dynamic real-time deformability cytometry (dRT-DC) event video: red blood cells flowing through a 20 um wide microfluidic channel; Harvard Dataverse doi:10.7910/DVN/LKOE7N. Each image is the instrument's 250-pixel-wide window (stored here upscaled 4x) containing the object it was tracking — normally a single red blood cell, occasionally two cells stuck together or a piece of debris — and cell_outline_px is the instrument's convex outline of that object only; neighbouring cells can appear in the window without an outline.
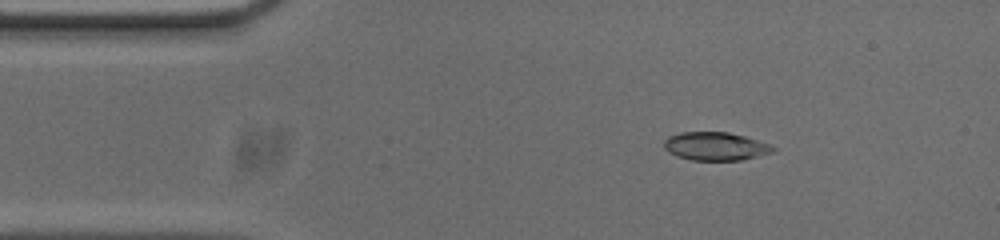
{"species": "common noctule bat (a hibernating species)", "species_latin": "Nyctalus noctula", "temperature_condition": "cold", "stored_images_in_passage": 54, "camera_frame_rate_fps": 3000, "um_per_image_px": 0.085, "animal": {"sex": "male", "body_mass_g": 20.0, "forearm_length_mm": 53.3}, "frame": {"image": 1, "passage_image": 8, "time_ms": 2.333, "image_size_px": [1000, 240], "cell_outline_px": [[776, 148], [772, 152], [740, 160], [692, 160], [676, 156], [668, 152], [664, 148], [664, 140], [668, 136], [680, 132], [728, 132], [744, 136], [768, 144]], "centroid_in_image_um": [60.75, 12.43], "position_along_channel_um": 24.2, "area_um2": 17.8}}
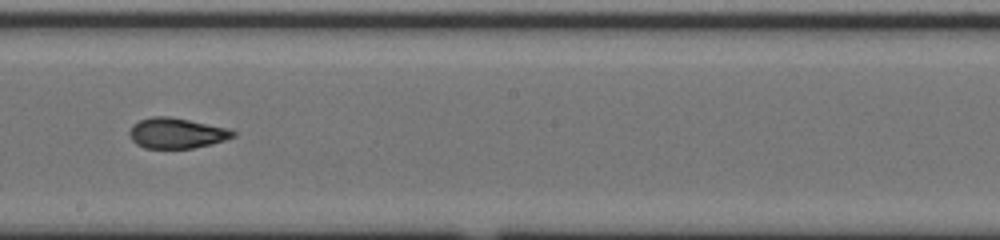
{"frame": {"image": 2, "passage_image": 29, "time_ms": 9.333, "image_size_px": [1000, 240], "cell_outline_px": [[236, 136], [212, 144], [192, 148], [144, 148], [136, 144], [132, 140], [128, 132], [132, 124], [140, 120], [152, 116], [168, 116], [228, 128], [236, 132]], "centroid_in_image_um": [14.99, 11.32], "position_along_channel_um": 233.2, "area_um2": 18.38}}
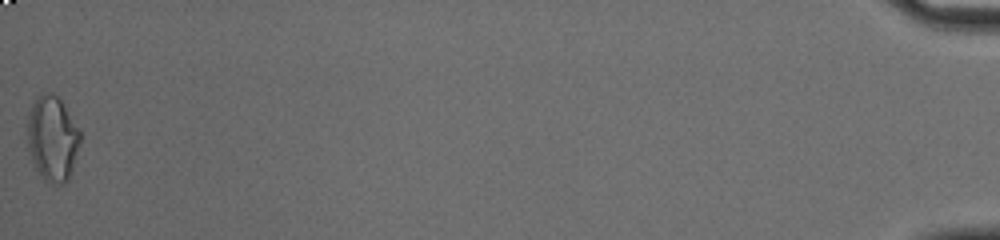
{"frame": {"image": 3, "passage_image": 54, "time_ms": 17.667, "image_size_px": [1000, 240], "cell_outline_px": [[80, 140], [72, 172], [68, 180], [64, 184], [48, 184], [40, 176], [32, 164], [28, 152], [24, 124], [28, 112], [36, 96], [44, 92], [52, 92], [60, 100], [80, 128]], "centroid_in_image_um": [4.4, 11.78], "position_along_channel_um": 430.8, "area_um2": 27.22}, "authors_computed_cell_mechanics": {"area_um2": 18.6405, "velocity_mm_per_s": 3.7084, "shape_relaxation_time_tau1_ms": 8.9153, "shape_relaxation_time_tau2_ms": 2.7184, "deformation_change_tau1": 0.1836, "deformation_change_tau2": 0.0887}}